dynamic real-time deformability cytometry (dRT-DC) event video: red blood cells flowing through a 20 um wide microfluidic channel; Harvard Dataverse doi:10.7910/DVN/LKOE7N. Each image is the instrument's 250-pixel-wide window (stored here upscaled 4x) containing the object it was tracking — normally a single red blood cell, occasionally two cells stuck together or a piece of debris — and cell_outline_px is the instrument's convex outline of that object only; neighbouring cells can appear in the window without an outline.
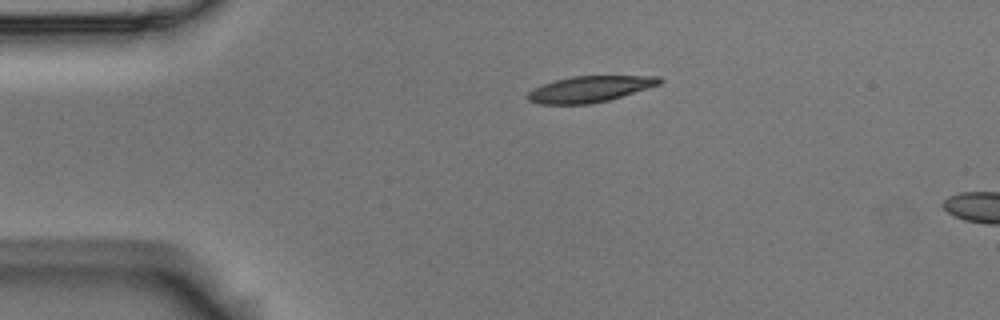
{"species": "Egyptian fruit bat (a non-hibernating species)", "species_latin": "Rousettus aegyptiacus", "temperature_condition": "room temperature", "stored_images_in_passage": 2, "camera_frame_rate_fps": 3000, "um_per_image_px": 0.085, "animal": {"sex": "male"}, "frame": {"image": 1, "passage_image": 1, "time_ms": 0.0, "image_size_px": [1000, 320], "cell_outline_px": [[664, 80], [660, 84], [608, 100], [588, 104], [540, 104], [528, 100], [528, 92], [532, 88], [556, 80], [572, 76], [660, 76]], "centroid_in_image_um": [50.13, 7.56], "position_along_channel_um": 34.9, "area_um2": 19.83}}